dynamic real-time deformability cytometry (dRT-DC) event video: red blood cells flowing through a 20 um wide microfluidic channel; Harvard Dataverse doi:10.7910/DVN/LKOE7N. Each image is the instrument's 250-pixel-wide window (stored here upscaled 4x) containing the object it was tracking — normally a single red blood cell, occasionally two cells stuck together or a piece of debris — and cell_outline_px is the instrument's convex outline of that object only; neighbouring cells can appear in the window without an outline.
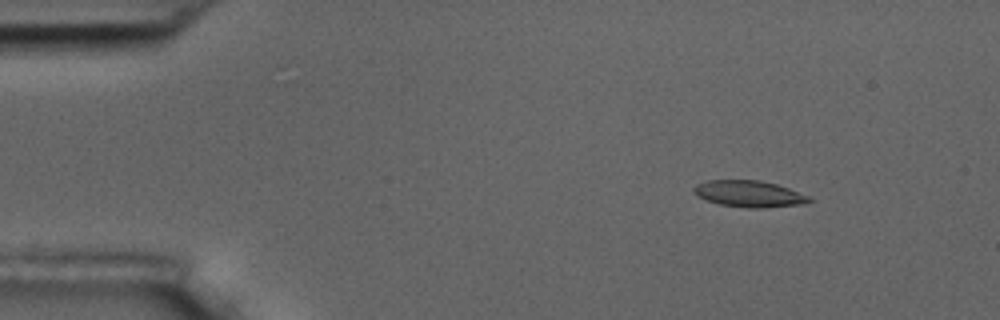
{"species": "common noctule bat (a hibernating species)", "species_latin": "Nyctalus noctula", "temperature_condition": "room temperature", "stored_images_in_passage": 5, "camera_frame_rate_fps": 3000, "um_per_image_px": 0.085, "animal": {"sex": "male", "body_mass_g": 17.5, "forearm_length_mm": 52.3}, "frame": {"image": 1, "passage_image": 2, "time_ms": 1.0, "image_size_px": [1000, 320], "cell_outline_px": [[812, 200], [808, 204], [764, 208], [748, 208], [720, 204], [696, 196], [692, 192], [692, 188], [696, 184], [708, 180], [760, 180], [776, 184], [788, 188], [808, 196]], "centroid_in_image_um": [63.67, 16.48], "position_along_channel_um": 21.3, "area_um2": 17.92}}
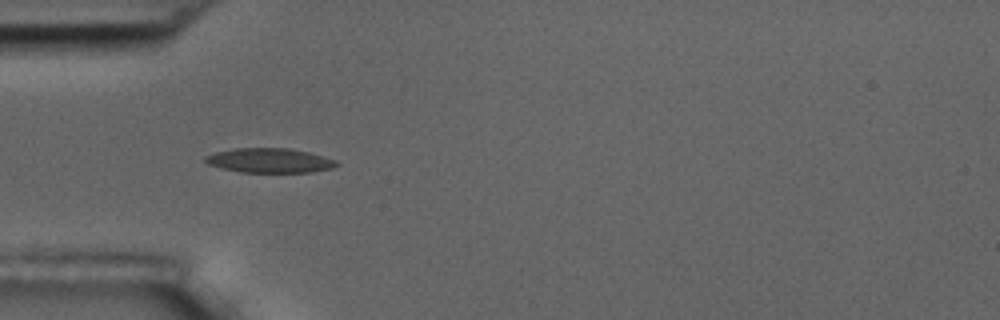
{"frame": {"image": 2, "passage_image": 4, "time_ms": 4.333, "image_size_px": [1000, 320], "cell_outline_px": [[340, 164], [332, 168], [312, 172], [240, 172], [220, 168], [208, 164], [204, 160], [204, 156], [216, 152], [236, 148], [288, 148], [308, 152], [324, 156], [336, 160]], "centroid_in_image_um": [22.92, 13.64], "position_along_channel_um": 62.1, "area_um2": 18.79}}